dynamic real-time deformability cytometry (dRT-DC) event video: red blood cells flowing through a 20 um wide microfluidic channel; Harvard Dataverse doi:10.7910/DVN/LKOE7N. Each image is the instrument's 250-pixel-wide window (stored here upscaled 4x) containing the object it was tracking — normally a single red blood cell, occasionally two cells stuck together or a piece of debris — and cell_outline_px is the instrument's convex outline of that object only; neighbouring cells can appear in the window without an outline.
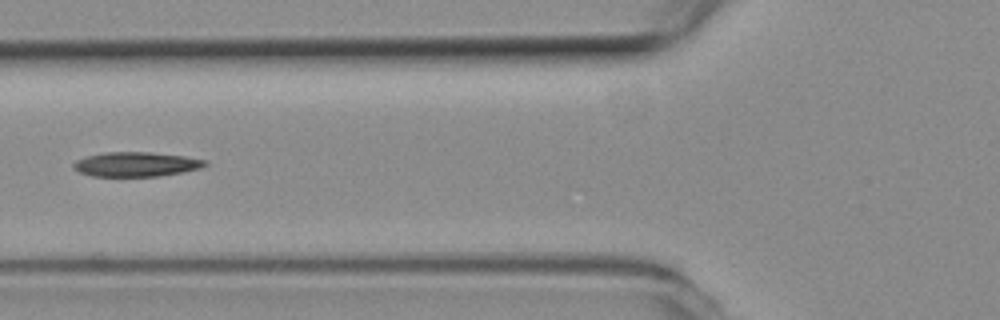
{"species": "common noctule bat (a hibernating species)", "species_latin": "Nyctalus noctula", "temperature_condition": "room temperature", "stored_images_in_passage": 7, "camera_frame_rate_fps": 3000, "um_per_image_px": 0.085, "animal": {"sex": "female", "body_mass_g": 19.3, "forearm_length_mm": 54.1}, "frame": {"image": 1, "passage_image": 5, "time_ms": 1.333, "image_size_px": [1000, 320], "cell_outline_px": [[208, 164], [200, 168], [184, 172], [160, 176], [92, 176], [80, 172], [72, 168], [72, 164], [76, 160], [88, 156], [104, 152], [152, 152], [184, 156], [208, 160]], "centroid_in_image_um": [11.59, 13.96], "position_along_channel_um": 114.2, "area_um2": 18.9}}
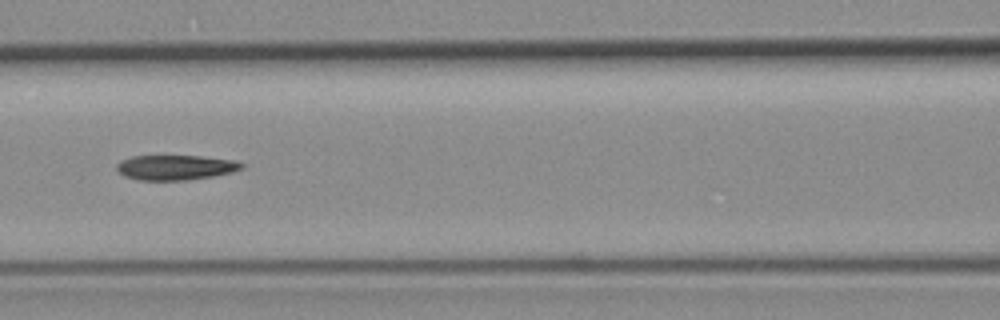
{"frame": {"image": 2, "passage_image": 6, "time_ms": 1.667, "image_size_px": [1000, 320], "cell_outline_px": [[244, 168], [232, 172], [212, 176], [188, 180], [140, 180], [124, 176], [116, 168], [116, 164], [120, 160], [132, 156], [200, 156], [236, 160], [244, 164]], "centroid_in_image_um": [14.93, 14.23], "position_along_channel_um": 151.7, "area_um2": 18.21}}
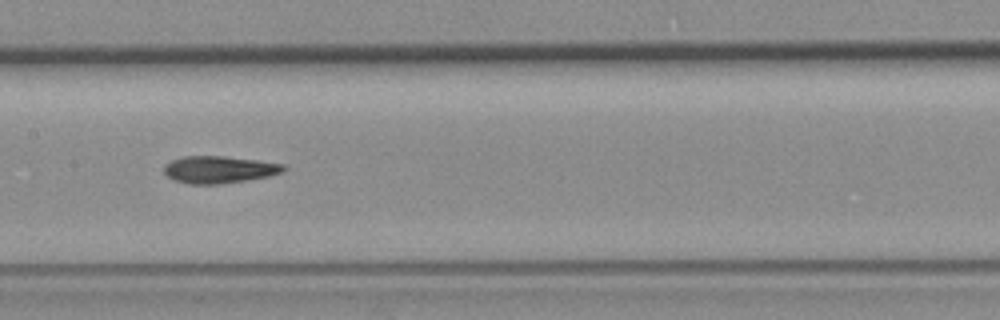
{"frame": {"image": 3, "passage_image": 7, "time_ms": 2.0, "image_size_px": [1000, 320], "cell_outline_px": [[288, 168], [284, 172], [268, 176], [244, 180], [216, 184], [188, 184], [176, 180], [168, 176], [164, 172], [164, 164], [172, 160], [184, 156], [224, 156], [256, 160], [284, 164]], "centroid_in_image_um": [18.63, 14.4], "position_along_channel_um": 188.8, "area_um2": 18.79}}